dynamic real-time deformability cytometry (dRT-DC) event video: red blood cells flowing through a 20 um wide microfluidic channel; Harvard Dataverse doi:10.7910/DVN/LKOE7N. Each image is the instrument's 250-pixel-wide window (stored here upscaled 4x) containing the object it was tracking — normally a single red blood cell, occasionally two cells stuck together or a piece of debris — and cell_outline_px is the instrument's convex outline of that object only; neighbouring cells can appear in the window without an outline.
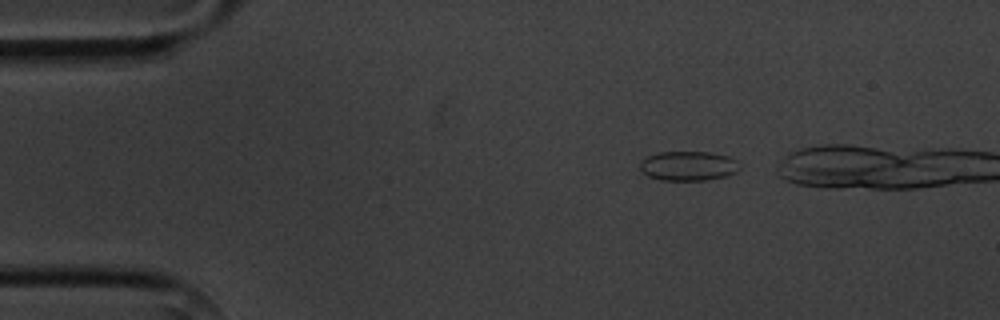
{"species": "common noctule bat (a hibernating species)", "species_latin": "Nyctalus noctula", "temperature_condition": "cold", "stored_images_in_passage": 4, "camera_frame_rate_fps": 3000, "um_per_image_px": 0.085, "animal": {"sex": "male", "body_mass_g": 20.1, "forearm_length_mm": 53.5}, "frame": {"image": 1, "passage_image": 1, "time_ms": 0.0, "image_size_px": [1000, 320], "cell_outline_px": [[740, 168], [736, 172], [724, 176], [704, 180], [660, 180], [648, 176], [640, 168], [640, 164], [648, 156], [656, 152], [708, 152], [728, 156], [736, 160], [740, 164]], "centroid_in_image_um": [58.52, 14.1], "position_along_channel_um": 26.5, "area_um2": 16.99}}